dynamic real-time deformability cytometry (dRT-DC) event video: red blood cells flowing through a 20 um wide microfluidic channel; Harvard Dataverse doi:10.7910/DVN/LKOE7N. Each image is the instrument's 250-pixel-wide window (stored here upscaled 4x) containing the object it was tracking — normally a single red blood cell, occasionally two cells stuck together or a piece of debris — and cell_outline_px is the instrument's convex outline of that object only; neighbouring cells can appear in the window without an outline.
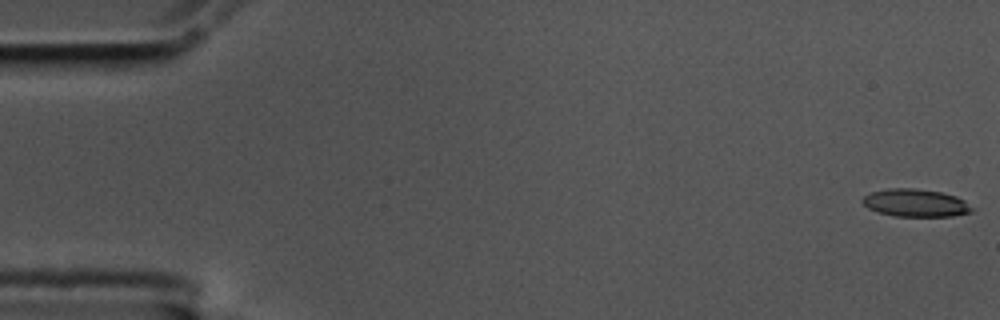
{"species": "common noctule bat (a hibernating species)", "species_latin": "Nyctalus noctula", "temperature_condition": "cold", "stored_images_in_passage": 59, "camera_frame_rate_fps": 3000, "um_per_image_px": 0.085, "animal": {"sex": "male", "body_mass_g": 17.5, "forearm_length_mm": 52.3}, "frame": {"image": 1, "passage_image": 1, "time_ms": 0.0, "image_size_px": [1000, 320], "cell_outline_px": [[972, 212], [952, 216], [896, 216], [880, 212], [868, 208], [860, 200], [864, 196], [872, 192], [888, 188], [912, 188], [940, 192], [956, 196], [964, 200], [972, 208]], "centroid_in_image_um": [77.81, 17.24], "position_along_channel_um": 7.2, "area_um2": 17.46}}
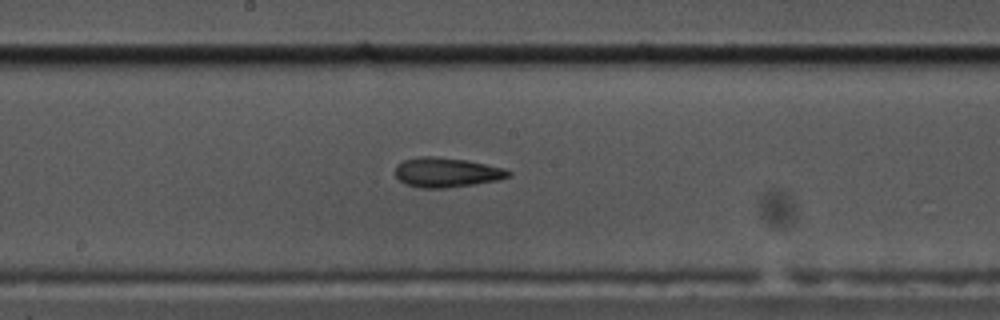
{"frame": {"image": 2, "passage_image": 31, "time_ms": 10.0, "image_size_px": [1000, 320], "cell_outline_px": [[512, 176], [500, 180], [444, 188], [420, 188], [408, 184], [400, 180], [396, 176], [396, 164], [404, 160], [420, 156], [436, 156], [464, 160], [504, 168], [512, 172]], "centroid_in_image_um": [37.97, 14.65], "position_along_channel_um": 210.2, "area_um2": 19.42}}
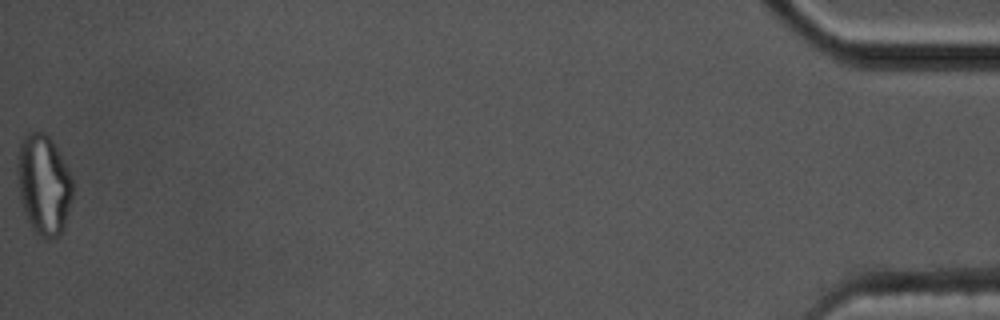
{"frame": {"image": 3, "passage_image": 59, "time_ms": 19.333, "image_size_px": [1000, 320], "cell_outline_px": [[72, 200], [64, 228], [56, 240], [48, 240], [36, 232], [32, 228], [24, 212], [20, 200], [16, 172], [16, 164], [20, 144], [24, 136], [28, 132], [44, 132], [52, 140], [68, 168], [72, 176]], "centroid_in_image_um": [3.71, 15.71], "position_along_channel_um": 431.5, "area_um2": 32.66}, "authors_computed_cell_mechanics": {"area_um2": 19.074, "velocity_mm_per_s": 3.443, "shape_relaxation_time_tau1_ms": null, "shape_relaxation_time_tau2_ms": 7.7615, "deformation_change_tau1": null, "deformation_change_tau2": 0.1694}}